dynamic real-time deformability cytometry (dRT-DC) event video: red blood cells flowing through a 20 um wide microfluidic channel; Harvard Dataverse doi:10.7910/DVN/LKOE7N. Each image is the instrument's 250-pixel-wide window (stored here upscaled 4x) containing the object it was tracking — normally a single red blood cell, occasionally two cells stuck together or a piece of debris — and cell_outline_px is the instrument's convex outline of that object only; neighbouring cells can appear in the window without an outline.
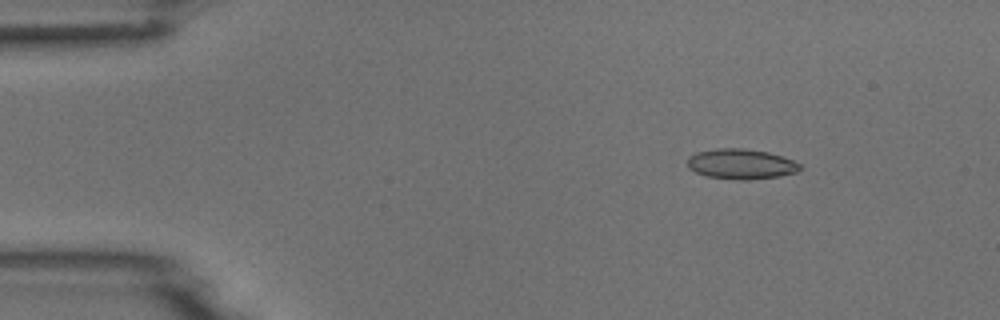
{"species": "common noctule bat (a hibernating species)", "species_latin": "Nyctalus noctula", "temperature_condition": "room temperature", "stored_images_in_passage": 5, "camera_frame_rate_fps": 3000, "um_per_image_px": 0.085, "animal": {"sex": "male", "body_mass_g": 18.8}, "frame": {"image": 1, "passage_image": 2, "time_ms": 1.0, "image_size_px": [1000, 320], "cell_outline_px": [[800, 168], [796, 172], [776, 176], [748, 180], [740, 180], [704, 176], [688, 168], [688, 156], [696, 152], [716, 148], [744, 148], [768, 152], [792, 160], [800, 164]], "centroid_in_image_um": [62.93, 13.93], "position_along_channel_um": 22.1, "area_um2": 19.71}}
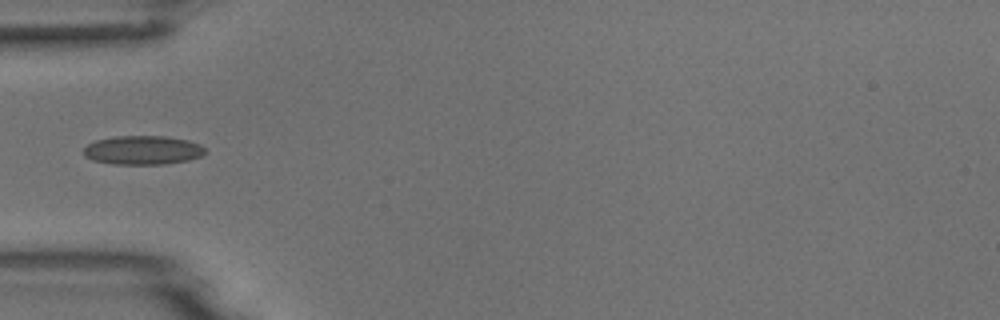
{"frame": {"image": 2, "passage_image": 4, "time_ms": 4.333, "image_size_px": [1000, 320], "cell_outline_px": [[204, 152], [200, 156], [188, 160], [164, 164], [112, 164], [92, 160], [84, 156], [84, 148], [88, 144], [96, 140], [116, 136], [164, 136], [188, 140], [200, 144], [204, 148]], "centroid_in_image_um": [12.11, 12.76], "position_along_channel_um": 72.9, "area_um2": 20.4}}